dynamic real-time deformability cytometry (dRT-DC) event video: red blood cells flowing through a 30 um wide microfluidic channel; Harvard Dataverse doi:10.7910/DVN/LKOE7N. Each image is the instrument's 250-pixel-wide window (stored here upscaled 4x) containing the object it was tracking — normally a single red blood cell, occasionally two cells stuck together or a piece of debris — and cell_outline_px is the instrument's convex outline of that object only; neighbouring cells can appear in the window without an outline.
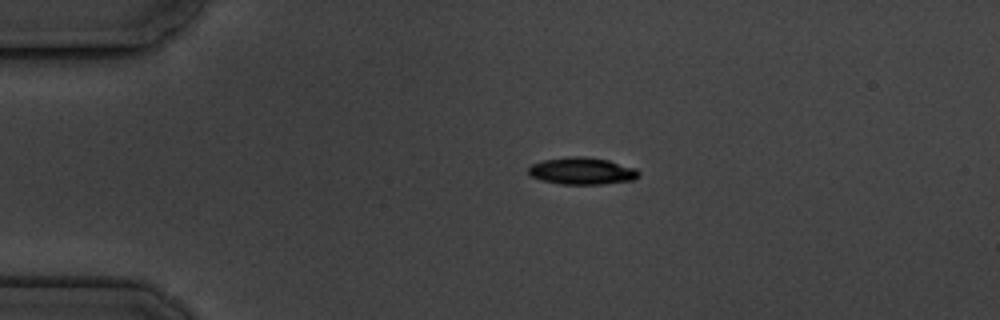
{"species": "common noctule bat (a hibernating species)", "species_latin": "Nyctalus noctula", "temperature_condition": "cold", "stored_images_in_passage": 3, "camera_frame_rate_fps": 3000, "um_per_image_px": 0.085, "animal": {"sex": "male", "body_mass_g": 19.5, "forearm_length_mm": 54.6}, "frame": {"image": 1, "passage_image": 1, "time_ms": 0.0, "image_size_px": [1000, 320], "cell_outline_px": [[640, 176], [632, 180], [600, 184], [560, 184], [540, 180], [528, 176], [528, 168], [532, 164], [544, 160], [568, 156], [584, 156], [608, 160], [636, 168], [640, 172]], "centroid_in_image_um": [49.45, 14.53], "position_along_channel_um": 35.6, "area_um2": 17.51}}
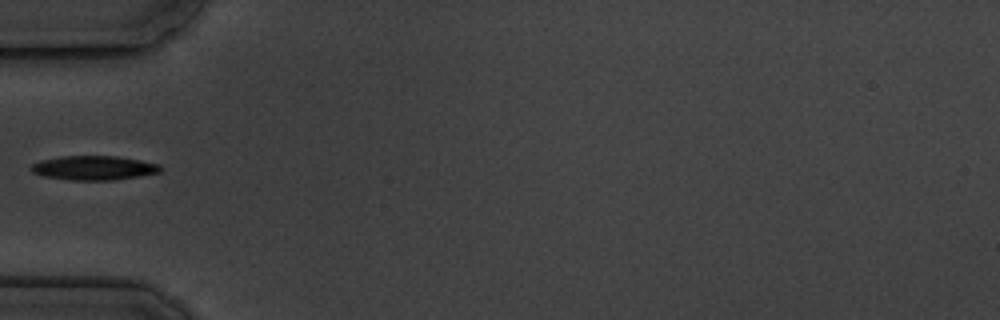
{"frame": {"image": 2, "passage_image": 3, "time_ms": 2.333, "image_size_px": [1000, 320], "cell_outline_px": [[160, 172], [140, 176], [112, 180], [68, 180], [44, 176], [32, 172], [32, 164], [40, 160], [60, 156], [116, 156], [140, 160], [160, 164]], "centroid_in_image_um": [7.97, 14.27], "position_along_channel_um": 77.0, "area_um2": 18.21}}